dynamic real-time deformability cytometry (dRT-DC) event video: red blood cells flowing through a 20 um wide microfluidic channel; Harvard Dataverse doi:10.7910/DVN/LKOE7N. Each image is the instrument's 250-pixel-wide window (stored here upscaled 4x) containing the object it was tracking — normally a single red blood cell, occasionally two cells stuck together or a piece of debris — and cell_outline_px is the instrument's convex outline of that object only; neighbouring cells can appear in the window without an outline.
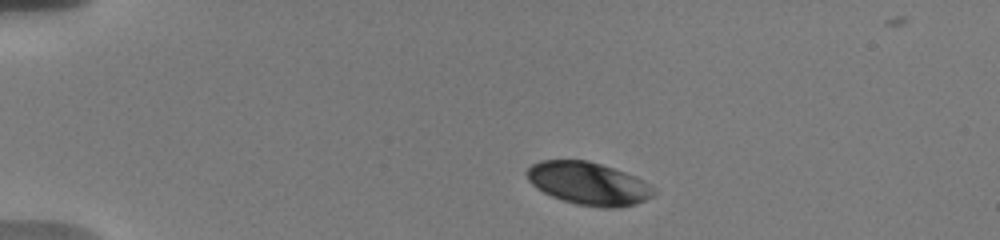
{"species": "human", "species_latin": "Homo sapiens", "temperature_condition": "warm", "stored_images_in_passage": 27, "camera_frame_rate_fps": 3000, "um_per_image_px": 0.085, "donor": {"sex": "male"}, "frame": {"image": 1, "passage_image": 1, "time_ms": 0.0, "image_size_px": [1000, 240], "cell_outline_px": [[656, 192], [652, 196], [636, 204], [620, 208], [604, 208], [576, 204], [552, 196], [536, 188], [528, 180], [524, 172], [532, 164], [540, 160], [588, 160], [624, 172], [656, 188]], "centroid_in_image_um": [49.99, 15.6], "position_along_channel_um": 35.0, "area_um2": 31.5}}
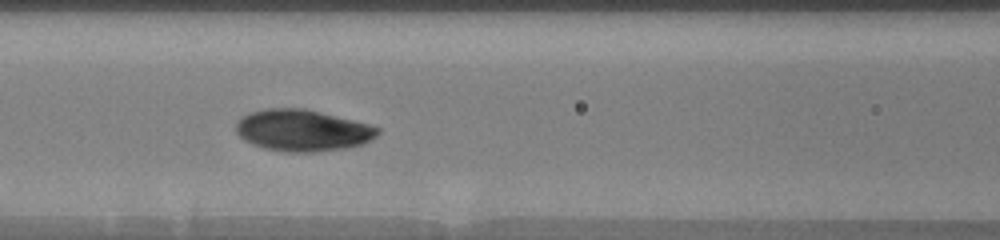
{"frame": {"image": 2, "passage_image": 15, "time_ms": 4.667, "image_size_px": [1000, 240], "cell_outline_px": [[380, 132], [372, 140], [360, 144], [344, 148], [312, 152], [288, 152], [264, 148], [252, 144], [244, 140], [236, 132], [236, 120], [240, 116], [264, 108], [304, 108], [368, 124], [380, 128]], "centroid_in_image_um": [25.67, 11.08], "position_along_channel_um": 140.9, "area_um2": 34.22}}
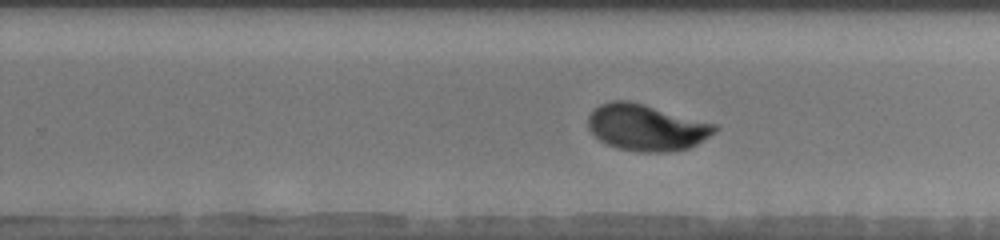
{"frame": {"image": 3, "passage_image": 26, "time_ms": 8.333, "image_size_px": [1000, 240], "cell_outline_px": [[720, 128], [716, 132], [696, 144], [688, 148], [668, 152], [640, 152], [620, 148], [608, 144], [600, 140], [588, 128], [588, 116], [600, 104], [612, 100], [628, 100], [644, 104], [716, 124]], "centroid_in_image_um": [54.96, 10.83], "position_along_channel_um": 274.8, "area_um2": 34.04}}